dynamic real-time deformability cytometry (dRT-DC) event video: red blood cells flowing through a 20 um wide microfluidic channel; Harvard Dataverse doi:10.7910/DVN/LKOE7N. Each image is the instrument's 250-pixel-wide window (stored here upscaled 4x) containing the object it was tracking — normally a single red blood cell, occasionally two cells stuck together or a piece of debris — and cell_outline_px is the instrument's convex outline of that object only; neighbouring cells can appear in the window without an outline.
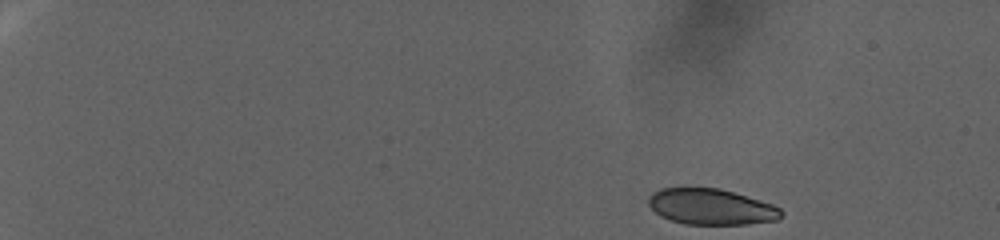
{"species": "human", "species_latin": "Homo sapiens", "temperature_condition": "warm", "stored_images_in_passage": 81, "camera_frame_rate_fps": 3000, "um_per_image_px": 0.085, "donor": {"sex": "female"}, "frame": {"image": 1, "passage_image": 1, "time_ms": 0.0, "image_size_px": [1000, 240], "cell_outline_px": [[784, 216], [776, 220], [748, 224], [684, 224], [660, 216], [648, 204], [648, 196], [652, 192], [660, 188], [720, 188], [760, 200], [772, 204], [780, 208], [784, 212]], "centroid_in_image_um": [60.45, 17.57], "position_along_channel_um": 24.5, "area_um2": 27.8}}
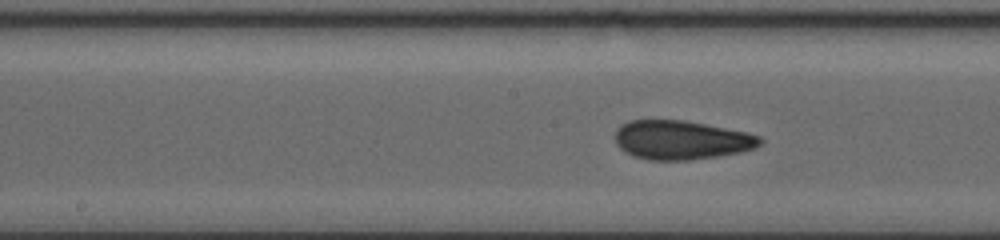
{"frame": {"image": 2, "passage_image": 43, "time_ms": 14.0, "image_size_px": [1000, 240], "cell_outline_px": [[764, 140], [756, 148], [740, 152], [720, 156], [688, 160], [648, 160], [632, 156], [620, 148], [616, 144], [616, 128], [620, 124], [628, 120], [684, 120], [748, 132], [760, 136]], "centroid_in_image_um": [57.91, 11.9], "position_along_channel_um": 190.3, "area_um2": 33.23}}
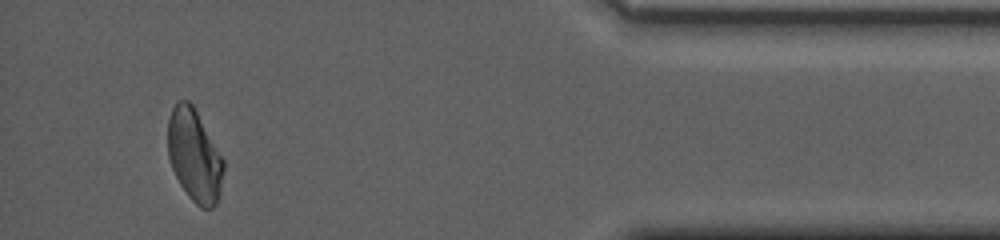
{"frame": {"image": 3, "passage_image": 77, "time_ms": 25.333, "image_size_px": [1000, 240], "cell_outline_px": [[224, 168], [220, 192], [216, 204], [212, 208], [200, 208], [188, 196], [180, 184], [172, 168], [168, 156], [168, 120], [172, 108], [176, 100], [188, 100], [192, 104], [224, 160]], "centroid_in_image_um": [16.51, 13.22], "position_along_channel_um": 418.7, "area_um2": 29.82}, "authors_computed_cell_mechanics": {"area_um2": 31.5588, "velocity_mm_per_s": 2.3621, "shape_relaxation_time_tau1_ms": null, "shape_relaxation_time_tau2_ms": 1.3658, "deformation_change_tau1": null, "deformation_change_tau2": 0.0539}}